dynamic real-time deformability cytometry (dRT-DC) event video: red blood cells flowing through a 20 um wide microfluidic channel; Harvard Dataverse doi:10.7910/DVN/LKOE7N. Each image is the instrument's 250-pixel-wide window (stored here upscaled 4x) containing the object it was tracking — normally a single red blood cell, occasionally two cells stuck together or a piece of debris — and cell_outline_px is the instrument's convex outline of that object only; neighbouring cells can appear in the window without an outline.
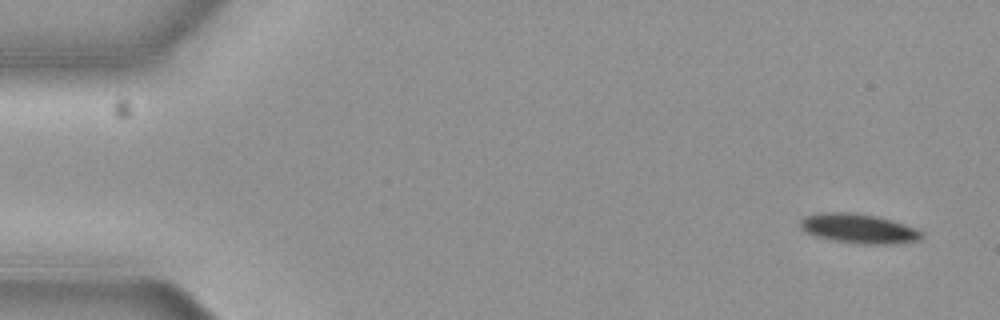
{"species": "common noctule bat (a hibernating species)", "species_latin": "Nyctalus noctula", "temperature_condition": "cold", "stored_images_in_passage": 5, "camera_frame_rate_fps": 3000, "um_per_image_px": 0.085, "animal": {"sex": "female", "body_mass_g": 19.3, "forearm_length_mm": 54.1}, "frame": {"image": 1, "passage_image": 1, "time_ms": 0.0, "image_size_px": [1000, 320], "cell_outline_px": [[924, 236], [920, 240], [896, 244], [860, 244], [836, 240], [816, 236], [800, 228], [800, 220], [804, 216], [820, 212], [852, 212], [876, 216], [892, 220], [916, 228], [924, 232]], "centroid_in_image_um": [73.03, 19.42], "position_along_channel_um": 12.0, "area_um2": 20.98}}
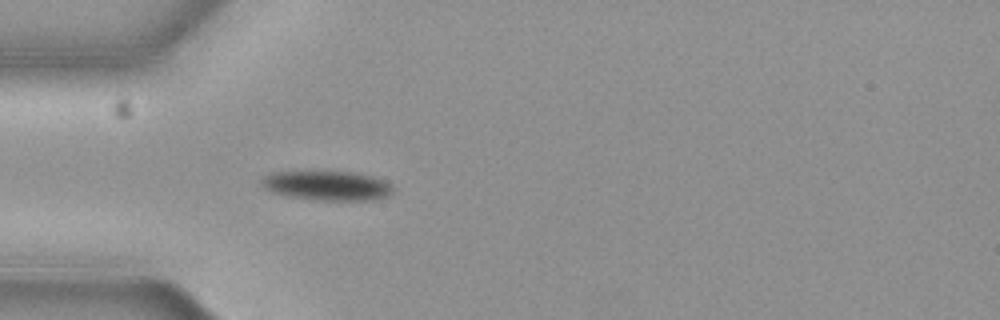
{"frame": {"image": 2, "passage_image": 5, "time_ms": 1.333, "image_size_px": [1000, 320], "cell_outline_px": [[392, 192], [388, 196], [376, 200], [320, 200], [288, 196], [272, 192], [264, 188], [260, 184], [260, 180], [264, 176], [272, 172], [352, 172], [372, 176], [384, 180], [392, 188]], "centroid_in_image_um": [27.78, 15.78], "position_along_channel_um": 57.2, "area_um2": 22.43}}